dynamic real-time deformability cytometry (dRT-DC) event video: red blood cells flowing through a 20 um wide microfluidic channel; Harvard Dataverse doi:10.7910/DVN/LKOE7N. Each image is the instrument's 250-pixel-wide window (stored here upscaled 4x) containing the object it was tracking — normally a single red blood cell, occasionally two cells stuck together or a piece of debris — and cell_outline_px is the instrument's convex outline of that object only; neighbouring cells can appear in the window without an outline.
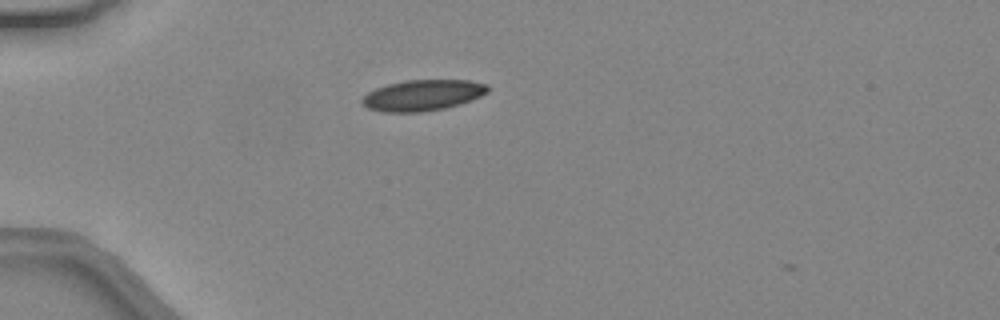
{"species": "common noctule bat (a hibernating species)", "species_latin": "Nyctalus noctula", "temperature_condition": "warm", "stored_images_in_passage": 3, "camera_frame_rate_fps": 3000, "um_per_image_px": 0.085, "animal": {"sex": "female", "body_mass_g": 24.6, "forearm_length_mm": 56.2}, "frame": {"image": 1, "passage_image": 1, "time_ms": 0.0, "image_size_px": [1000, 320], "cell_outline_px": [[488, 92], [472, 100], [460, 104], [444, 108], [420, 112], [380, 112], [368, 108], [360, 100], [368, 92], [376, 88], [388, 84], [408, 80], [468, 80], [488, 84]], "centroid_in_image_um": [35.93, 8.1], "position_along_channel_um": 49.1, "area_um2": 22.6}}